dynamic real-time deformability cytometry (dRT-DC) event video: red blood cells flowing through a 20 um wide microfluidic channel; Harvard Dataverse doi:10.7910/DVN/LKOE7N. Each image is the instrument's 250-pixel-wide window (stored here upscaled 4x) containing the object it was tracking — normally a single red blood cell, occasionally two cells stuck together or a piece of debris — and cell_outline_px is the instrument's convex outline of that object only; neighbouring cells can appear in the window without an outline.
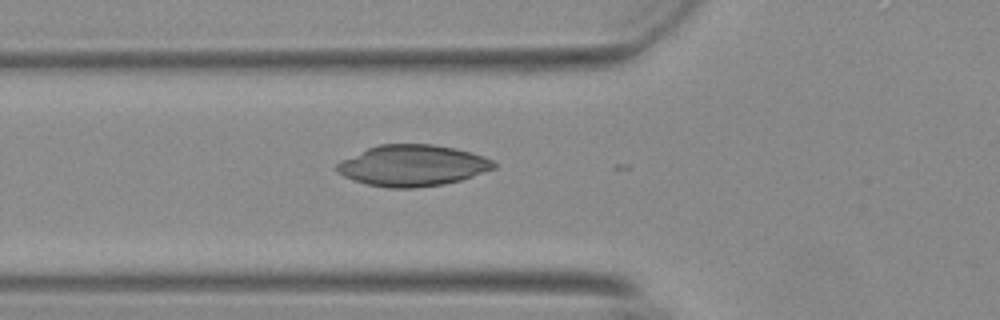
{"species": "Egyptian fruit bat (a non-hibernating species)", "species_latin": "Rousettus aegyptiacus", "temperature_condition": "warm", "stored_images_in_passage": 5, "camera_frame_rate_fps": 3000, "um_per_image_px": 0.085, "animal": {"sex": "female"}, "frame": {"image": 1, "passage_image": 3, "time_ms": 0.667, "image_size_px": [1000, 320], "cell_outline_px": [[496, 168], [460, 180], [444, 184], [412, 188], [388, 188], [368, 184], [352, 180], [336, 172], [336, 164], [340, 160], [368, 148], [380, 144], [432, 144], [456, 148], [472, 152], [484, 156], [492, 160], [496, 164]], "centroid_in_image_um": [35.06, 14.07], "position_along_channel_um": 90.7, "area_um2": 37.74}}